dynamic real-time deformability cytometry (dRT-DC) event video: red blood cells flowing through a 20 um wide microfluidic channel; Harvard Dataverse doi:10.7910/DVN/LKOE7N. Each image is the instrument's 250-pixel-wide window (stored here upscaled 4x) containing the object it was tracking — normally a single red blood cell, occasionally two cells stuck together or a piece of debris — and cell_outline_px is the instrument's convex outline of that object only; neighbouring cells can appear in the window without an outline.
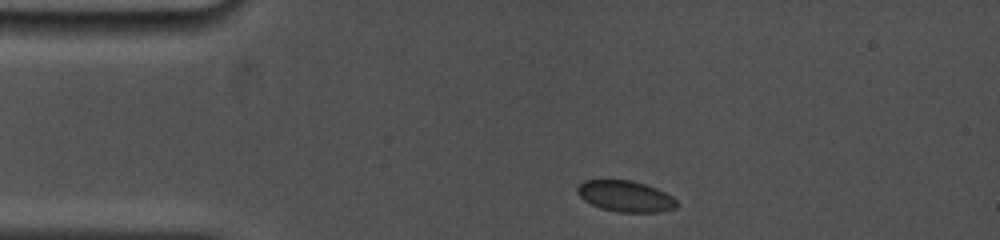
{"species": "common noctule bat (a hibernating species)", "species_latin": "Nyctalus noctula", "temperature_condition": "cold", "stored_images_in_passage": 57, "camera_frame_rate_fps": 5000, "um_per_image_px": 0.085, "animal": {"sex": "female", "body_mass_g": 19.0, "forearm_length_mm": 53.3}, "frame": {"image": 1, "passage_image": 1, "time_ms": 0.0, "image_size_px": [1000, 240], "cell_outline_px": [[676, 208], [660, 212], [620, 212], [600, 208], [584, 200], [576, 192], [576, 188], [584, 180], [632, 180], [656, 188], [672, 196], [676, 200]], "centroid_in_image_um": [53.15, 16.68], "position_along_channel_um": 31.8, "area_um2": 17.92}}
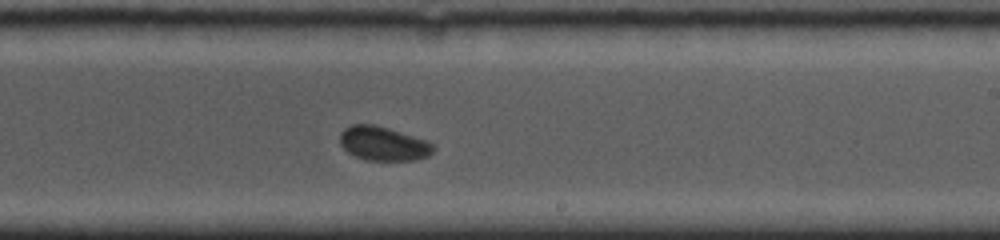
{"frame": {"image": 2, "passage_image": 31, "time_ms": 7.0, "image_size_px": [1000, 240], "cell_outline_px": [[436, 148], [428, 156], [416, 160], [368, 160], [356, 156], [348, 152], [340, 144], [340, 132], [344, 128], [352, 124], [372, 124], [388, 128], [428, 140]], "centroid_in_image_um": [32.59, 12.2], "position_along_channel_um": 256.4, "area_um2": 18.55}}
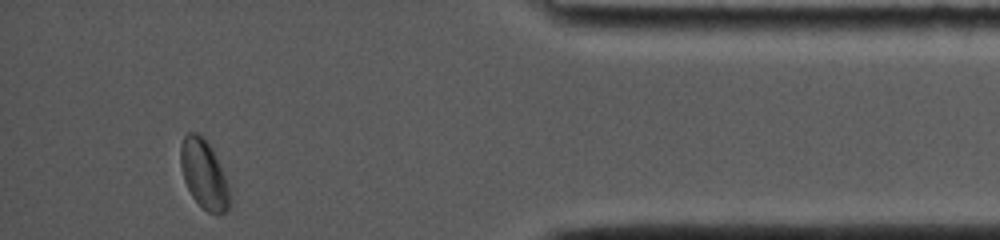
{"frame": {"image": 3, "passage_image": 55, "time_ms": 12.0, "image_size_px": [1000, 240], "cell_outline_px": [[228, 208], [224, 212], [216, 216], [208, 212], [192, 196], [184, 180], [180, 164], [180, 144], [184, 136], [188, 132], [196, 132], [204, 136], [208, 140], [212, 148], [228, 184]], "centroid_in_image_um": [17.3, 14.76], "position_along_channel_um": 417.9, "area_um2": 19.59}, "authors_computed_cell_mechanics": {"area_um2": 19.0162, "velocity_mm_per_s": 3.7927, "shape_relaxation_time_tau1_ms": 0.7633, "shape_relaxation_time_tau2_ms": null, "deformation_change_tau1": 0.0526, "deformation_change_tau2": null}}